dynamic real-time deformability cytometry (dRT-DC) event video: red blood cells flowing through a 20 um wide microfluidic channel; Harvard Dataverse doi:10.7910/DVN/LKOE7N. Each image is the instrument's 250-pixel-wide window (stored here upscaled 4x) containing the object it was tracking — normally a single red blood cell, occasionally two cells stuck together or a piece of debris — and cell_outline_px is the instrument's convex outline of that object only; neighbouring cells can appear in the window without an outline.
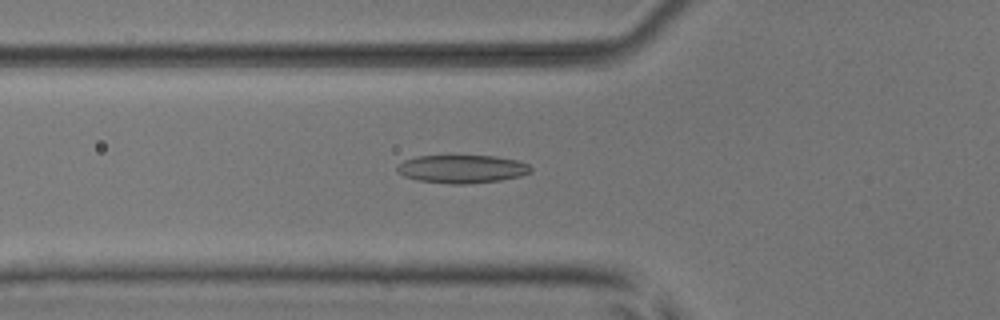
{"species": "common noctule bat (a hibernating species)", "species_latin": "Nyctalus noctula", "temperature_condition": "room temperature", "stored_images_in_passage": 54, "camera_frame_rate_fps": 3000, "um_per_image_px": 0.085, "animal": {"sex": "male", "body_mass_g": 17.9, "forearm_length_mm": 54.2}, "frame": {"image": 1, "passage_image": 20, "time_ms": 6.333, "image_size_px": [1000, 320], "cell_outline_px": [[532, 172], [520, 176], [500, 180], [464, 184], [452, 184], [416, 180], [404, 176], [396, 172], [396, 168], [404, 160], [416, 156], [496, 156], [516, 160], [528, 164], [532, 168]], "centroid_in_image_um": [39.26, 14.36], "position_along_channel_um": 86.5, "area_um2": 21.91}}
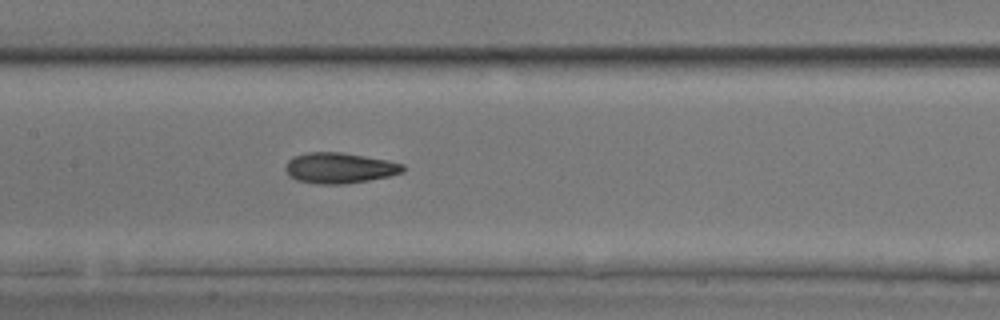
{"frame": {"image": 2, "passage_image": 27, "time_ms": 8.667, "image_size_px": [1000, 320], "cell_outline_px": [[404, 172], [388, 176], [368, 180], [344, 184], [316, 184], [296, 180], [288, 176], [284, 168], [284, 164], [292, 156], [308, 152], [340, 152], [388, 160], [404, 164]], "centroid_in_image_um": [28.8, 14.28], "position_along_channel_um": 178.6, "area_um2": 21.15}}
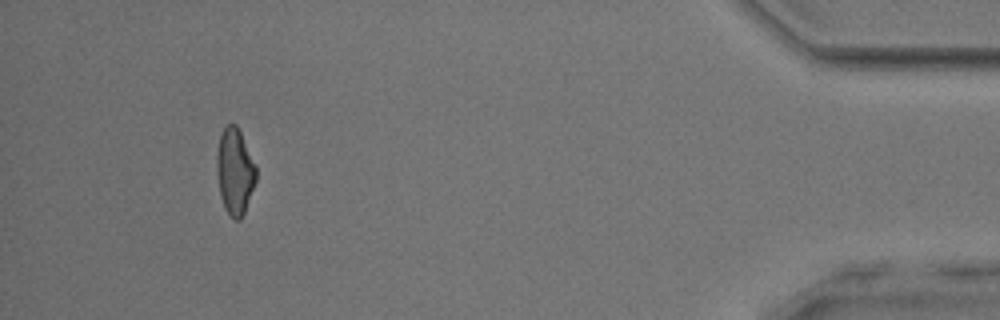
{"frame": {"image": 3, "passage_image": 50, "time_ms": 16.333, "image_size_px": [1000, 320], "cell_outline_px": [[256, 180], [244, 212], [240, 220], [236, 220], [224, 208], [220, 196], [216, 172], [216, 156], [220, 136], [224, 128], [228, 124], [236, 124], [240, 132], [256, 168]], "centroid_in_image_um": [19.94, 14.58], "position_along_channel_um": 415.3, "area_um2": 19.42}, "authors_computed_cell_mechanics": {"area_um2": 20.7791, "velocity_mm_per_s": 3.9273, "shape_relaxation_time_tau1_ms": 3.8258, "shape_relaxation_time_tau2_ms": 2.5576, "deformation_change_tau1": 0.131, "deformation_change_tau2": 0.0998}}